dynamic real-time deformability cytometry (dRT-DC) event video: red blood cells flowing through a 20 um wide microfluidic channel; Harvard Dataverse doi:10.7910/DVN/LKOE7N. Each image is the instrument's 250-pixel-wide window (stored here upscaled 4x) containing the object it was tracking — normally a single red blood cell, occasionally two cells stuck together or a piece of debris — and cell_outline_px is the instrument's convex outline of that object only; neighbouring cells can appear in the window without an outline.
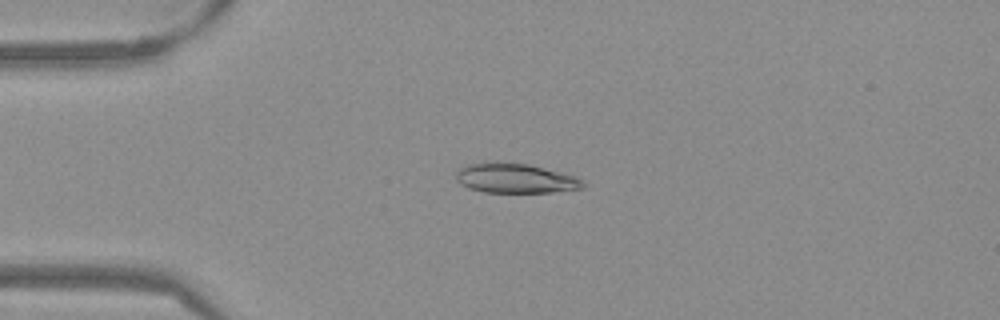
{"species": "Egyptian fruit bat (a non-hibernating species)", "species_latin": "Rousettus aegyptiacus", "temperature_condition": "warm", "stored_images_in_passage": 38, "camera_frame_rate_fps": 3000, "um_per_image_px": 0.085, "frame": {"image": 1, "passage_image": 3, "time_ms": 0.667, "image_size_px": [1000, 320], "cell_outline_px": [[588, 184], [584, 188], [552, 192], [484, 192], [468, 188], [460, 184], [456, 180], [456, 172], [460, 168], [468, 164], [528, 164], [576, 176], [584, 180]], "centroid_in_image_um": [43.87, 15.19], "position_along_channel_um": 41.1, "area_um2": 21.5}}
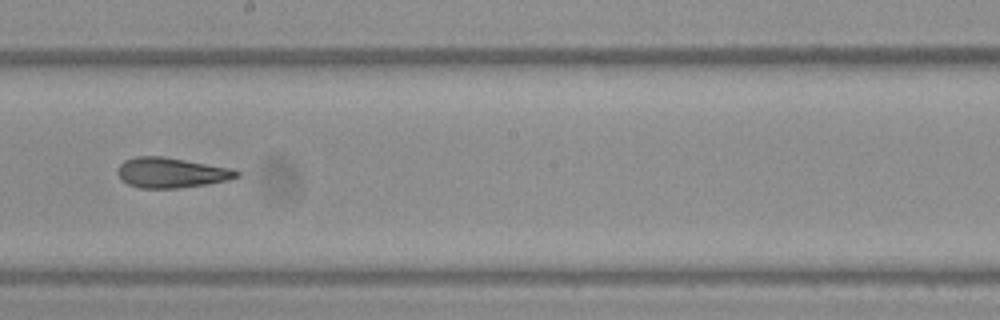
{"frame": {"image": 2, "passage_image": 20, "time_ms": 6.333, "image_size_px": [1000, 320], "cell_outline_px": [[240, 176], [228, 180], [208, 184], [176, 188], [140, 188], [128, 184], [120, 180], [116, 172], [116, 168], [124, 160], [136, 156], [164, 156], [232, 168], [240, 172]], "centroid_in_image_um": [14.53, 14.67], "position_along_channel_um": 233.7, "area_um2": 21.21}}
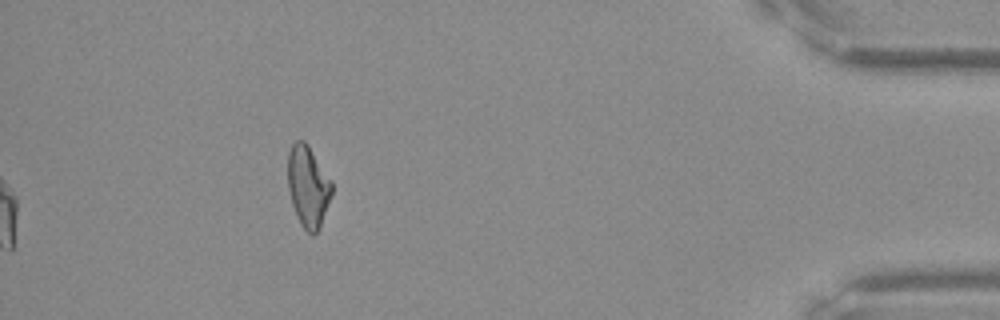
{"frame": {"image": 3, "passage_image": 38, "time_ms": 12.333, "image_size_px": [1000, 320], "cell_outline_px": [[332, 192], [320, 224], [316, 232], [312, 236], [300, 224], [296, 216], [292, 204], [288, 188], [288, 152], [292, 144], [296, 140], [304, 140], [308, 144], [332, 180]], "centroid_in_image_um": [26.17, 15.8], "position_along_channel_um": 409.0, "area_um2": 20.75}, "authors_computed_cell_mechanics": {"area_um2": 21.386, "velocity_mm_per_s": 3.8483, "shape_relaxation_time_tau1_ms": 10.3321, "shape_relaxation_time_tau2_ms": 2.8857, "deformation_change_tau1": 0.215, "deformation_change_tau2": 0.0965}}